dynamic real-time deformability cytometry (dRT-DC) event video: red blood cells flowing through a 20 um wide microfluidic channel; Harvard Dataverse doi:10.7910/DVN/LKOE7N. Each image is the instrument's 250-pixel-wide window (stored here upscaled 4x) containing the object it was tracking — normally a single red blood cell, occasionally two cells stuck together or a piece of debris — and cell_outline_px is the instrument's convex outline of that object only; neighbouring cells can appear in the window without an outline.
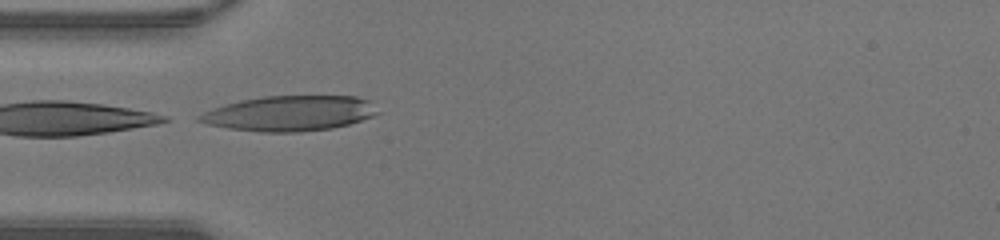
{"species": "human", "species_latin": "Homo sapiens", "temperature_condition": "warm", "stored_images_in_passage": 29, "camera_frame_rate_fps": 3000, "um_per_image_px": 0.085, "donor": {"sex": "male"}, "frame": {"image": 1, "passage_image": 1, "time_ms": 0.0, "image_size_px": [1000, 240], "cell_outline_px": [[380, 112], [372, 116], [348, 124], [332, 128], [300, 132], [260, 132], [228, 128], [208, 124], [196, 120], [196, 116], [212, 108], [224, 104], [240, 100], [260, 96], [356, 96], [372, 100]], "centroid_in_image_um": [24.62, 9.63], "position_along_channel_um": 60.4, "area_um2": 36.88}}
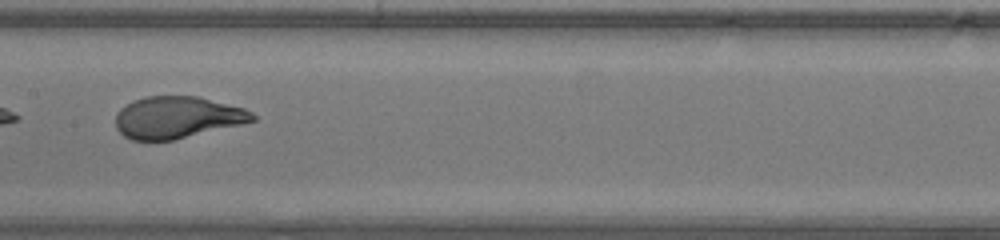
{"frame": {"image": 2, "passage_image": 10, "time_ms": 3.0, "image_size_px": [1000, 240], "cell_outline_px": [[256, 120], [240, 124], [172, 140], [132, 140], [124, 136], [116, 128], [116, 112], [120, 108], [144, 96], [196, 96], [244, 108], [252, 112], [256, 116]], "centroid_in_image_um": [15.04, 9.97], "position_along_channel_um": 192.4, "area_um2": 33.06}}
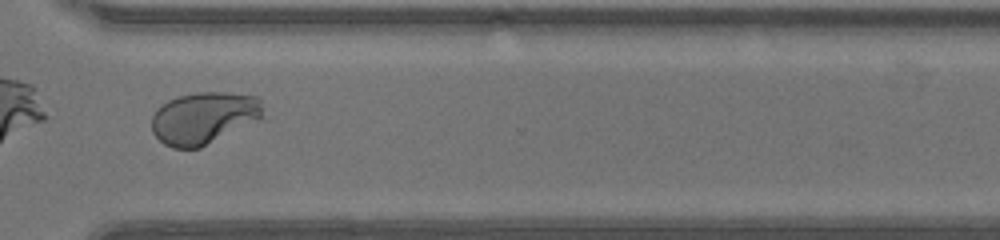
{"frame": {"image": 3, "passage_image": 21, "time_ms": 6.667, "image_size_px": [1000, 240], "cell_outline_px": [[260, 116], [200, 148], [172, 148], [164, 144], [152, 132], [152, 116], [156, 108], [160, 104], [168, 100], [180, 96], [200, 92], [224, 92], [256, 96], [260, 100]], "centroid_in_image_um": [17.2, 10.01], "position_along_channel_um": 353.4, "area_um2": 32.77}, "authors_computed_cell_mechanics": {"area_um2": 34.2176, "velocity_mm_per_s": 4.4118, "shape_relaxation_time_tau1_ms": 4.9443, "shape_relaxation_time_tau2_ms": null, "deformation_change_tau1": 0.3006, "deformation_change_tau2": null}}